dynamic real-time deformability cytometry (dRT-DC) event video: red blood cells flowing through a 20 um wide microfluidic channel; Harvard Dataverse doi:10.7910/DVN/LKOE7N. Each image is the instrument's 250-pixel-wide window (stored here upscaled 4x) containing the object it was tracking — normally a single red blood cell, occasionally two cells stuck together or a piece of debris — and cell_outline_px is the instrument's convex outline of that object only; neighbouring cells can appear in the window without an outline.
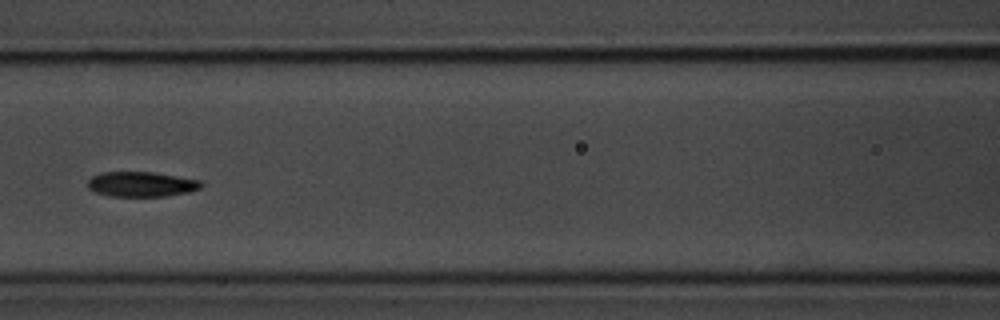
{"species": "common noctule bat (a hibernating species)", "species_latin": "Nyctalus noctula", "temperature_condition": "room temperature", "stored_images_in_passage": 8, "camera_frame_rate_fps": 3000, "um_per_image_px": 0.085, "animal": {"sex": "male", "body_mass_g": 20.1, "forearm_length_mm": 53.5}, "frame": {"image": 1, "passage_image": 8, "time_ms": 8.0, "image_size_px": [1000, 320], "cell_outline_px": [[204, 184], [200, 188], [188, 192], [164, 196], [108, 196], [96, 192], [88, 188], [88, 180], [92, 176], [104, 172], [152, 172], [200, 180]], "centroid_in_image_um": [12.01, 15.66], "position_along_channel_um": 154.6, "area_um2": 16.42}}